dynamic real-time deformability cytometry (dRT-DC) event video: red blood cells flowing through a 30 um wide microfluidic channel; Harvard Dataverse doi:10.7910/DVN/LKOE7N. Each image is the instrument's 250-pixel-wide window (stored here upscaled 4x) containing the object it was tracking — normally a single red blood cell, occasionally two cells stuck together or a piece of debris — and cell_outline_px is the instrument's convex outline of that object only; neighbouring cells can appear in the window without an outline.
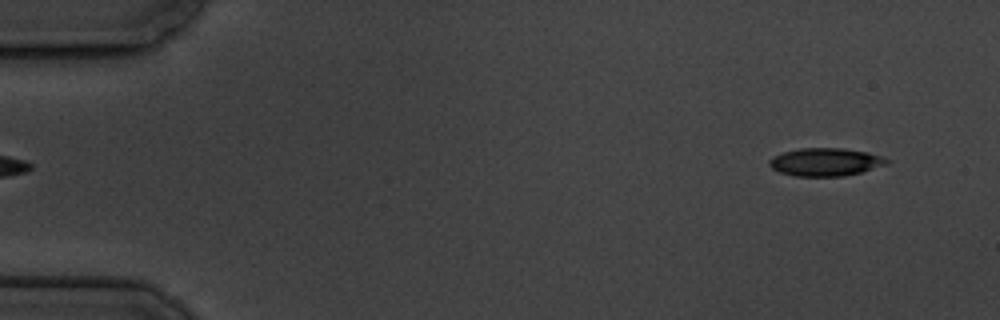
{"species": "common noctule bat (a hibernating species)", "species_latin": "Nyctalus noctula", "temperature_condition": "cold", "stored_images_in_passage": 6, "segment_of_instrument_passage": [2, 2], "camera_frame_rate_fps": 3000, "um_per_image_px": 0.085, "animal": {"sex": "male", "body_mass_g": 19.5, "forearm_length_mm": 54.6}, "frame": {"image": 1, "passage_image": 6, "time_ms": 6.667, "image_size_px": [1000, 320], "cell_outline_px": [[892, 160], [888, 164], [860, 172], [844, 176], [796, 176], [780, 172], [772, 168], [768, 164], [768, 160], [772, 156], [784, 152], [800, 148], [844, 148], [868, 152]], "centroid_in_image_um": [70.17, 13.76], "position_along_channel_um": 14.8, "area_um2": 19.19}}